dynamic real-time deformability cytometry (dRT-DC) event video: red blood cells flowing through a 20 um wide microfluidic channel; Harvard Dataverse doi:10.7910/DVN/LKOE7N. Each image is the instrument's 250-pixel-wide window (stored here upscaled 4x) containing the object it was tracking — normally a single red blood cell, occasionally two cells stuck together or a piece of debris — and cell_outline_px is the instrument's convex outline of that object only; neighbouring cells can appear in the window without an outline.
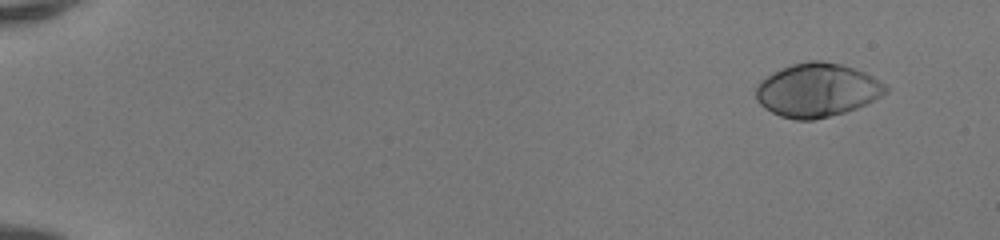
{"species": "human", "species_latin": "Homo sapiens", "temperature_condition": "room temperature", "stored_images_in_passage": 48, "camera_frame_rate_fps": 3000, "um_per_image_px": 0.085, "donor": {"sex": "female"}, "frame": {"image": 1, "passage_image": 1, "time_ms": 0.0, "image_size_px": [1000, 240], "cell_outline_px": [[888, 92], [856, 108], [844, 112], [812, 120], [796, 120], [780, 116], [764, 108], [756, 100], [756, 88], [760, 80], [792, 64], [808, 60], [820, 60], [840, 64], [864, 72], [872, 76], [884, 84], [888, 88]], "centroid_in_image_um": [69.43, 7.66], "position_along_channel_um": 15.6, "area_um2": 40.06}}
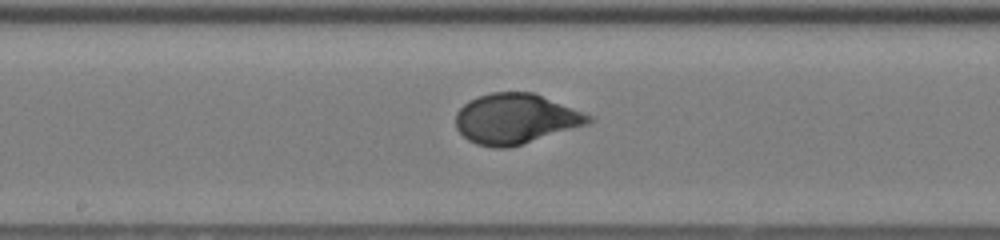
{"frame": {"image": 2, "passage_image": 26, "time_ms": 8.333, "image_size_px": [1000, 240], "cell_outline_px": [[592, 120], [588, 124], [508, 148], [496, 148], [476, 144], [468, 140], [456, 128], [456, 112], [468, 100], [492, 92], [532, 92], [592, 116]], "centroid_in_image_um": [43.78, 10.1], "position_along_channel_um": 204.4, "area_um2": 38.38}}
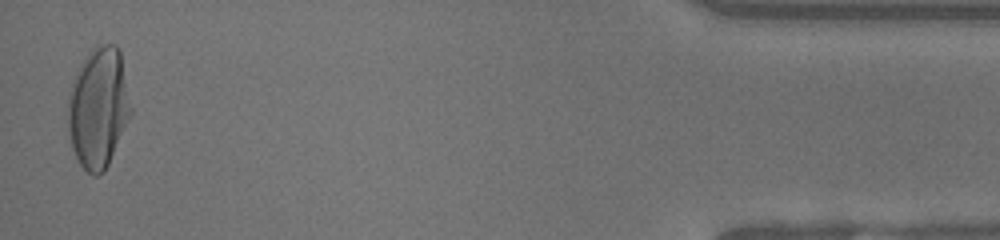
{"frame": {"image": 3, "passage_image": 47, "time_ms": 15.333, "image_size_px": [1000, 240], "cell_outline_px": [[132, 112], [108, 164], [104, 172], [96, 176], [92, 176], [80, 164], [72, 148], [68, 128], [68, 96], [76, 72], [80, 64], [96, 44], [116, 44], [120, 48], [132, 108]], "centroid_in_image_um": [8.37, 9.13], "position_along_channel_um": 426.8, "area_um2": 44.16}, "authors_computed_cell_mechanics": {"area_um2": 38.5815, "velocity_mm_per_s": 4.1857, "shape_relaxation_time_tau1_ms": 3.9472, "shape_relaxation_time_tau2_ms": null, "deformation_change_tau1": 0.2253, "deformation_change_tau2": null}}